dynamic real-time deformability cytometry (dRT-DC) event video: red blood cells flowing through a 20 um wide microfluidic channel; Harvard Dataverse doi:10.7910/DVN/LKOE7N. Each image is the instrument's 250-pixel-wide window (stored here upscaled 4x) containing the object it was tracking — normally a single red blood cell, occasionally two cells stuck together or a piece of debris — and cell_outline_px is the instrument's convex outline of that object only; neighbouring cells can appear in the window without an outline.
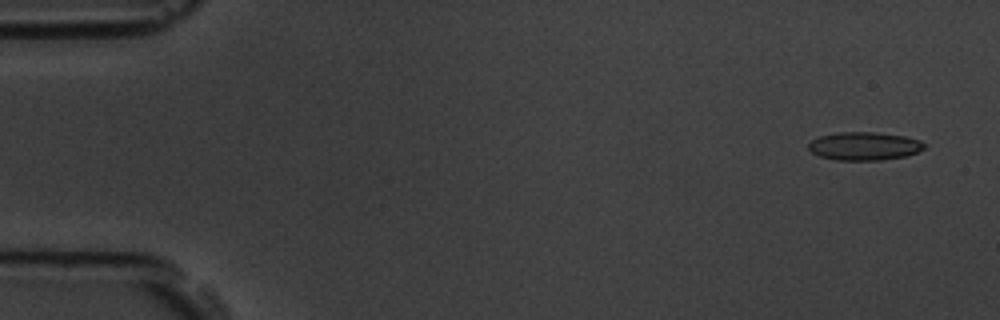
{"species": "common noctule bat (a hibernating species)", "species_latin": "Nyctalus noctula", "temperature_condition": "room temperature", "stored_images_in_passage": 11, "camera_frame_rate_fps": 3000, "um_per_image_px": 0.085, "animal": {"sex": "male", "body_mass_g": 19.5, "forearm_length_mm": 54.6}, "frame": {"image": 1, "passage_image": 1, "time_ms": 0.0, "image_size_px": [1000, 320], "cell_outline_px": [[924, 148], [908, 156], [880, 160], [836, 160], [820, 156], [812, 152], [808, 148], [808, 144], [812, 140], [820, 136], [840, 132], [876, 132], [904, 136], [920, 140], [924, 144]], "centroid_in_image_um": [73.46, 12.42], "position_along_channel_um": 11.5, "area_um2": 18.96}}
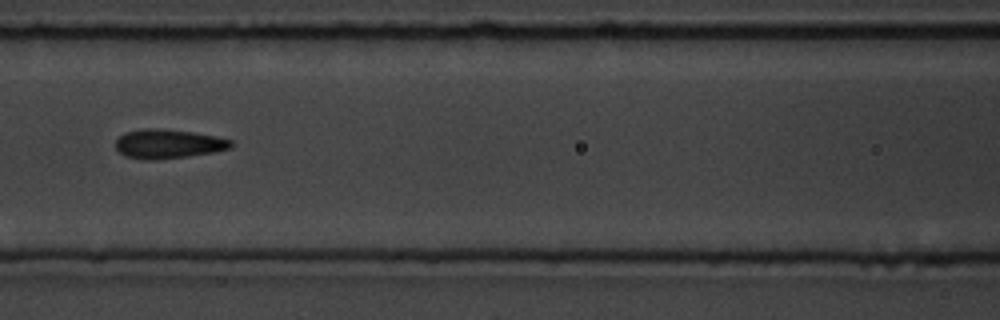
{"frame": {"image": 2, "passage_image": 7, "time_ms": 7.0, "image_size_px": [1000, 320], "cell_outline_px": [[232, 148], [212, 152], [188, 156], [152, 160], [144, 160], [124, 156], [116, 148], [116, 140], [124, 132], [140, 128], [156, 128], [192, 132], [216, 136], [232, 140]], "centroid_in_image_um": [14.27, 12.22], "position_along_channel_um": 152.3, "area_um2": 19.65}}
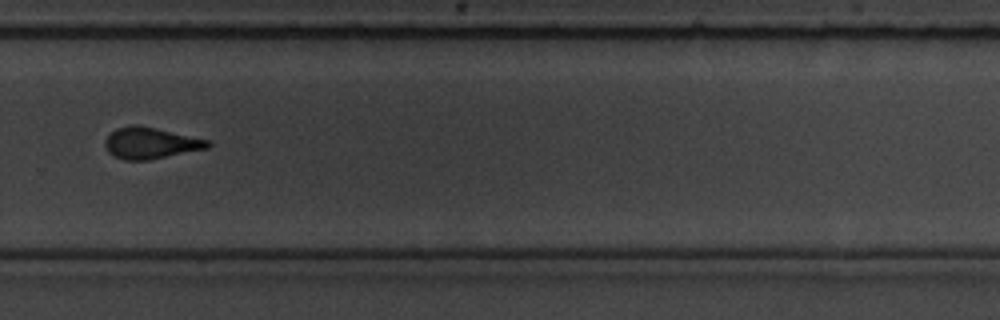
{"frame": {"image": 3, "passage_image": 11, "time_ms": 11.333, "image_size_px": [1000, 320], "cell_outline_px": [[212, 144], [208, 148], [148, 160], [124, 160], [112, 156], [108, 152], [104, 144], [104, 140], [116, 128], [132, 124], [140, 124], [208, 140]], "centroid_in_image_um": [12.76, 12.15], "position_along_channel_um": 317.0, "area_um2": 18.84}}